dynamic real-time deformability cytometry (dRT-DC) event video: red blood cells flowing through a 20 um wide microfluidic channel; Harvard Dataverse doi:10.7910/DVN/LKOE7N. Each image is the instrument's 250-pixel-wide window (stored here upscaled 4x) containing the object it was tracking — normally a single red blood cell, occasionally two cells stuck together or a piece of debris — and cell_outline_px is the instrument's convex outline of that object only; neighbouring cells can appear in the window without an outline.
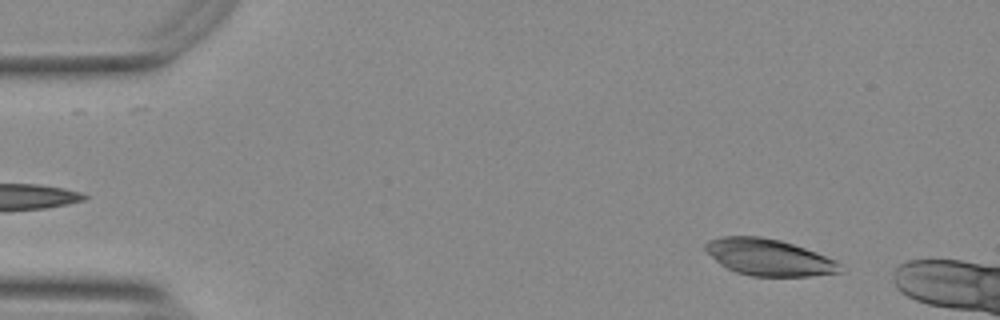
{"species": "Egyptian fruit bat (a non-hibernating species)", "species_latin": "Rousettus aegyptiacus", "temperature_condition": "warm", "stored_images_in_passage": 15, "camera_frame_rate_fps": 3000, "um_per_image_px": 0.085, "animal": {"sex": "female"}, "frame": {"image": 1, "passage_image": 5, "time_ms": 1.333, "image_size_px": [1000, 320], "cell_outline_px": [[840, 272], [808, 276], [752, 276], [736, 272], [720, 264], [704, 248], [704, 244], [708, 240], [720, 236], [760, 236], [780, 240], [816, 252], [836, 260], [840, 264]], "centroid_in_image_um": [65.32, 21.86], "position_along_channel_um": 19.7, "area_um2": 28.5}}
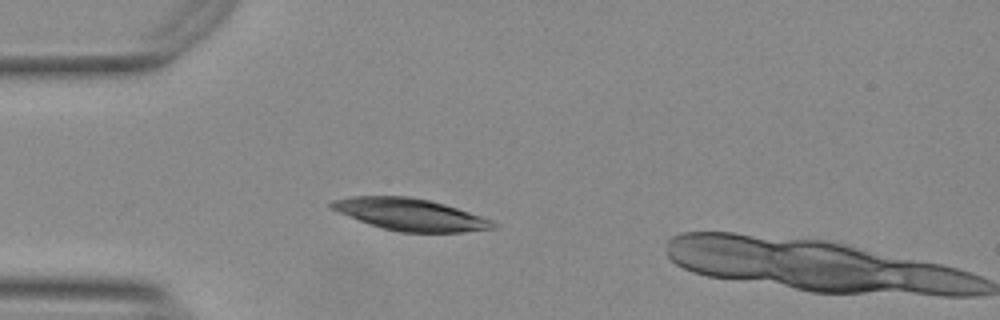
{"frame": {"image": 2, "passage_image": 14, "time_ms": 4.333, "image_size_px": [1000, 320], "cell_outline_px": [[496, 228], [464, 232], [400, 232], [384, 228], [360, 220], [328, 208], [328, 204], [332, 200], [352, 196], [408, 196], [428, 200], [444, 204], [492, 220], [496, 224]], "centroid_in_image_um": [34.85, 18.22], "position_along_channel_um": 50.1, "area_um2": 29.71}}